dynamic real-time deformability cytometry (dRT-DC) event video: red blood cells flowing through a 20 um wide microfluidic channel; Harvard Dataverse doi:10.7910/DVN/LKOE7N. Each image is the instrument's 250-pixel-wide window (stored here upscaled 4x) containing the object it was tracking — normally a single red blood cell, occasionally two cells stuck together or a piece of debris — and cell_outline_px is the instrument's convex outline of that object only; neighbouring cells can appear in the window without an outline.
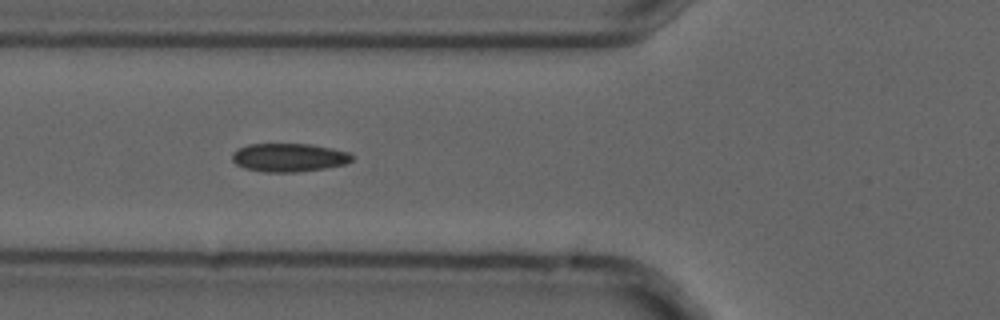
{"species": "common noctule bat (a hibernating species)", "species_latin": "Nyctalus noctula", "temperature_condition": "cold", "stored_images_in_passage": 10, "camera_frame_rate_fps": 3000, "um_per_image_px": 0.085, "animal": {"sex": "male", "forearm_length_mm": 52.5}, "frame": {"image": 1, "passage_image": 5, "time_ms": 1.333, "image_size_px": [1000, 320], "cell_outline_px": [[352, 160], [344, 164], [324, 168], [296, 172], [264, 172], [244, 168], [236, 164], [232, 160], [232, 152], [236, 148], [248, 144], [312, 144], [332, 148], [348, 152], [352, 156]], "centroid_in_image_um": [24.51, 13.38], "position_along_channel_um": 101.3, "area_um2": 19.88}}
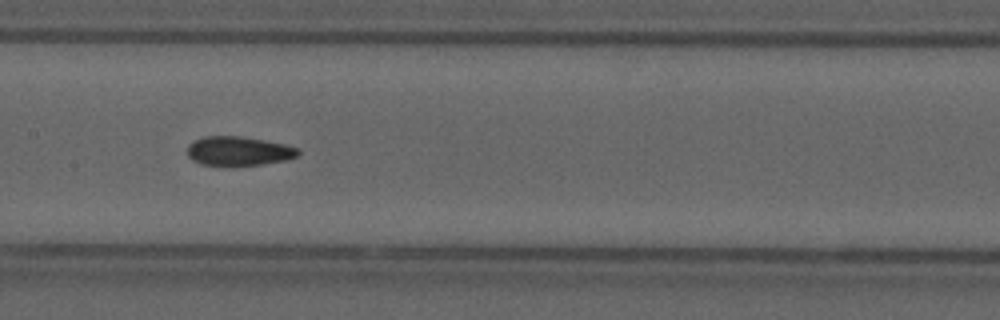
{"frame": {"image": 2, "passage_image": 7, "time_ms": 2.0, "image_size_px": [1000, 320], "cell_outline_px": [[300, 152], [296, 156], [288, 160], [232, 168], [200, 164], [192, 160], [188, 156], [188, 144], [204, 136], [240, 136], [264, 140], [284, 144], [300, 148]], "centroid_in_image_um": [20.27, 12.87], "position_along_channel_um": 187.1, "area_um2": 19.36}}
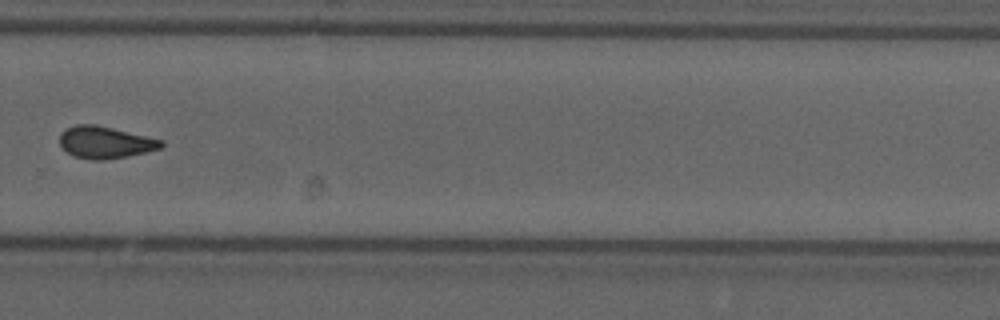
{"frame": {"image": 3, "passage_image": 10, "time_ms": 3.0, "image_size_px": [1000, 320], "cell_outline_px": [[164, 144], [160, 148], [128, 156], [104, 160], [88, 160], [72, 156], [60, 144], [60, 132], [64, 128], [76, 124], [92, 124], [112, 128], [164, 140]], "centroid_in_image_um": [8.9, 12.1], "position_along_channel_um": 320.9, "area_um2": 18.96}}